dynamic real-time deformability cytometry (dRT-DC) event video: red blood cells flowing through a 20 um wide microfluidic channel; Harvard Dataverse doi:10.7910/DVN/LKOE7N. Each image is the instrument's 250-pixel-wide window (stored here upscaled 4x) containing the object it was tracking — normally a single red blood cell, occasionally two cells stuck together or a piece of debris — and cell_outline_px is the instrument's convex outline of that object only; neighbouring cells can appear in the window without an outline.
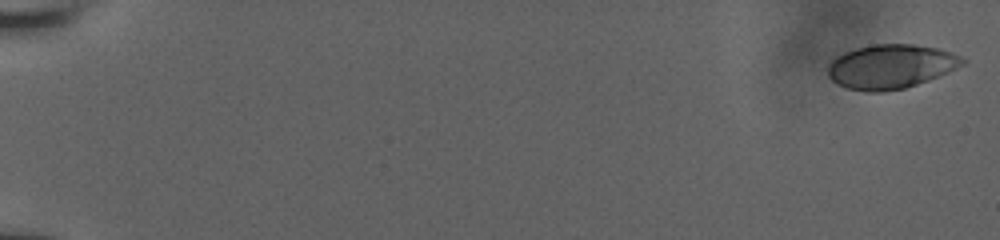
{"species": "human", "species_latin": "Homo sapiens", "temperature_condition": "room temperature", "stored_images_in_passage": 45, "camera_frame_rate_fps": 3000, "um_per_image_px": 0.085, "donor": {"sex": "male"}, "frame": {"image": 1, "passage_image": 1, "time_ms": 0.0, "image_size_px": [1000, 240], "cell_outline_px": [[964, 64], [948, 72], [928, 80], [904, 88], [884, 92], [868, 92], [848, 88], [836, 84], [828, 76], [828, 68], [832, 60], [836, 56], [844, 52], [856, 48], [872, 44], [912, 44], [936, 48], [948, 52], [964, 60]], "centroid_in_image_um": [75.65, 5.66], "position_along_channel_um": 9.3, "area_um2": 34.33}}
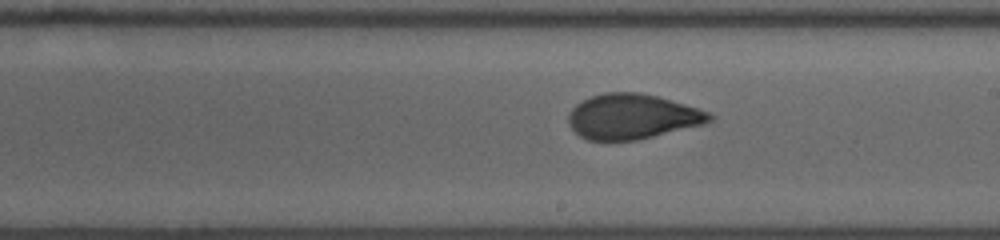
{"frame": {"image": 2, "passage_image": 25, "time_ms": 11.333, "image_size_px": [1000, 240], "cell_outline_px": [[712, 120], [704, 124], [636, 140], [588, 140], [580, 136], [568, 124], [568, 112], [576, 104], [592, 96], [604, 92], [640, 92], [656, 96], [684, 104], [708, 112], [712, 116]], "centroid_in_image_um": [53.7, 9.9], "position_along_channel_um": 235.3, "area_um2": 36.7}}
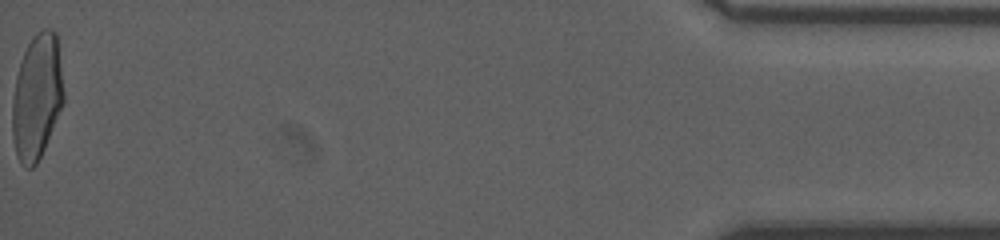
{"frame": {"image": 3, "passage_image": 45, "time_ms": 18.667, "image_size_px": [1000, 240], "cell_outline_px": [[64, 104], [44, 148], [36, 164], [32, 168], [28, 168], [20, 164], [16, 156], [12, 136], [12, 104], [16, 76], [20, 60], [28, 44], [36, 32], [44, 28], [52, 28], [56, 32], [64, 92]], "centroid_in_image_um": [3.13, 8.23], "position_along_channel_um": 432.1, "area_um2": 37.74}, "authors_computed_cell_mechanics": {"area_um2": 36.7608, "velocity_mm_per_s": 3.8699, "shape_relaxation_time_tau1_ms": 10.6437, "shape_relaxation_time_tau2_ms": 0.7933, "deformation_change_tau1": 0.2855, "deformation_change_tau2": 0.0581}}